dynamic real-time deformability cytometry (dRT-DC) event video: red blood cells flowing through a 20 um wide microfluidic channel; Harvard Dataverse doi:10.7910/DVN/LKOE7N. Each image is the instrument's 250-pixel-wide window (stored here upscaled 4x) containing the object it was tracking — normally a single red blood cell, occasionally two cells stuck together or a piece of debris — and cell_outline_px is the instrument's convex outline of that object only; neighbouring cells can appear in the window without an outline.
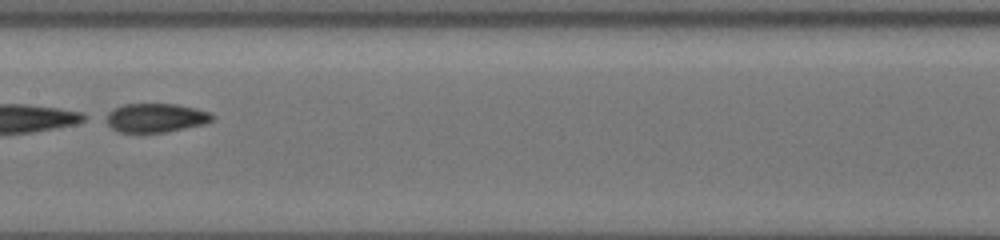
{"species": "common noctule bat (a hibernating species)", "species_latin": "Nyctalus noctula", "temperature_condition": "cold", "stored_images_in_passage": 45, "segment_of_instrument_passage": [2, 2], "camera_frame_rate_fps": 3000, "um_per_image_px": 0.085, "animal": {"sex": "female", "body_mass_g": 19.5, "forearm_length_mm": 54.1}, "frame": {"image": 1, "passage_image": 25, "time_ms": 9.667, "image_size_px": [1000, 240], "cell_outline_px": [[216, 116], [212, 120], [204, 124], [164, 132], [120, 132], [112, 128], [100, 120], [100, 116], [124, 104], [176, 104], [196, 108], [212, 112]], "centroid_in_image_um": [13.18, 10.01], "position_along_channel_um": 194.2, "area_um2": 18.21}}